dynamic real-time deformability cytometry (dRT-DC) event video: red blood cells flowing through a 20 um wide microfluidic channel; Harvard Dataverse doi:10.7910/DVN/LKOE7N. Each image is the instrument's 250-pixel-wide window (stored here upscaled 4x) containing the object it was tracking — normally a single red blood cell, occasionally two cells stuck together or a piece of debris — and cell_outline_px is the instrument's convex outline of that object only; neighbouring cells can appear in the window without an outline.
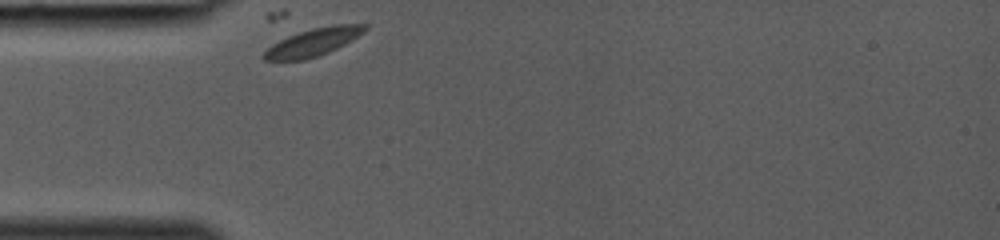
{"species": "common noctule bat (a hibernating species)", "species_latin": "Nyctalus noctula", "temperature_condition": "room temperature", "stored_images_in_passage": 23, "camera_frame_rate_fps": 3000, "um_per_image_px": 0.085, "animal": {"sex": "female", "body_mass_g": 19.0, "forearm_length_mm": 53.3}, "frame": {"image": 1, "passage_image": 1, "time_ms": 0.0, "image_size_px": [1000, 240], "cell_outline_px": [[368, 28], [364, 32], [352, 40], [328, 52], [304, 60], [264, 60], [260, 56], [272, 44], [288, 36], [312, 28], [332, 24], [368, 24]], "centroid_in_image_um": [26.63, 3.57], "position_along_channel_um": 58.4, "area_um2": 16.18}}
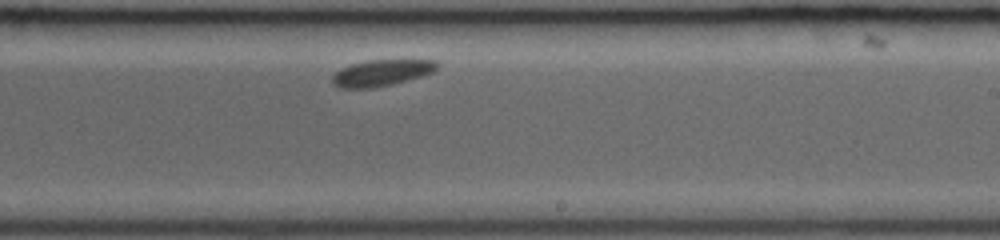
{"frame": {"image": 2, "passage_image": 14, "time_ms": 4.333, "image_size_px": [1000, 240], "cell_outline_px": [[440, 64], [432, 72], [420, 76], [392, 84], [372, 88], [340, 88], [332, 84], [332, 76], [340, 68], [352, 64], [368, 60], [436, 60]], "centroid_in_image_um": [32.4, 6.19], "position_along_channel_um": 256.6, "area_um2": 15.95}}
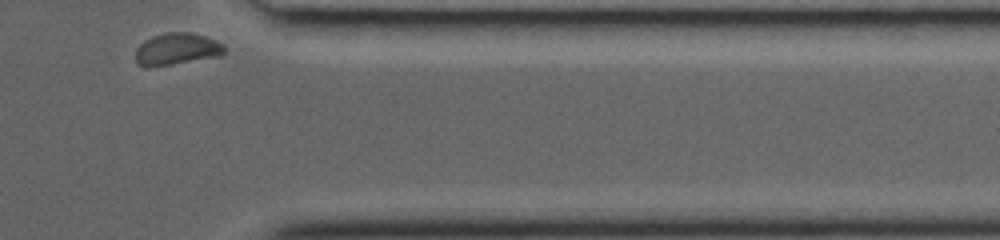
{"frame": {"image": 3, "passage_image": 23, "time_ms": 7.333, "image_size_px": [1000, 240], "cell_outline_px": [[228, 48], [224, 52], [216, 56], [172, 64], [148, 68], [144, 68], [136, 64], [136, 48], [144, 40], [152, 36], [164, 32], [192, 32], [216, 40], [224, 44]], "centroid_in_image_um": [14.99, 4.16], "position_along_channel_um": 396.4, "area_um2": 16.7}}